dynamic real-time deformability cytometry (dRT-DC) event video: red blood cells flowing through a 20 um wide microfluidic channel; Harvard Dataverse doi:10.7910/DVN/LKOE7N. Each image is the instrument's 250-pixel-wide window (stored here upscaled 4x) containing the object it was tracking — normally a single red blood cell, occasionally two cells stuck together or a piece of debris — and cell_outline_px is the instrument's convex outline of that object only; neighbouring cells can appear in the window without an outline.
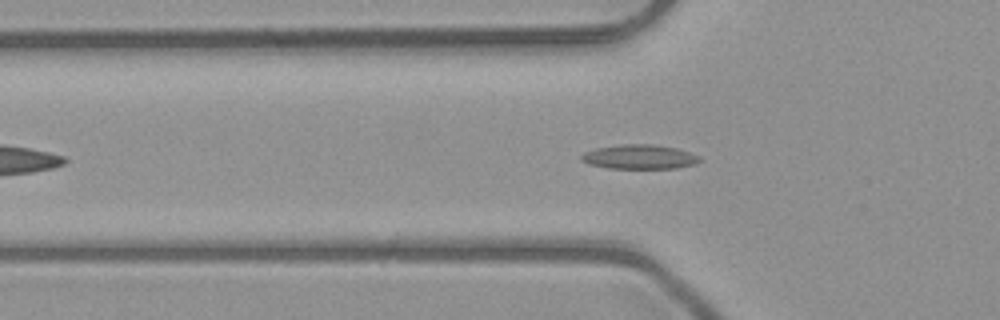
{"species": "common noctule bat (a hibernating species)", "species_latin": "Nyctalus noctula", "temperature_condition": "room temperature", "stored_images_in_passage": 46, "camera_frame_rate_fps": 3000, "um_per_image_px": 0.085, "animal": {"sex": "male", "body_mass_g": 23.1, "forearm_length_mm": 52.7}, "frame": {"image": 1, "passage_image": 11, "time_ms": 3.333, "image_size_px": [1000, 320], "cell_outline_px": [[700, 160], [696, 164], [676, 168], [608, 168], [588, 164], [580, 160], [580, 156], [584, 152], [596, 148], [620, 144], [652, 144], [676, 148], [700, 156]], "centroid_in_image_um": [54.32, 13.33], "position_along_channel_um": 71.5, "area_um2": 16.82}}
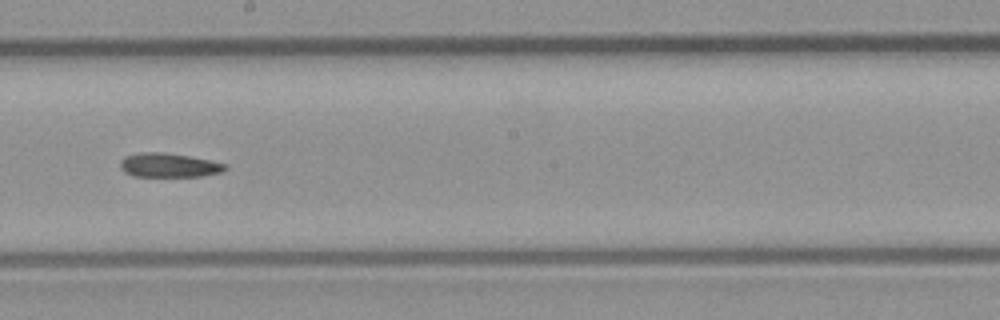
{"frame": {"image": 2, "passage_image": 23, "time_ms": 7.333, "image_size_px": [1000, 320], "cell_outline_px": [[228, 168], [220, 172], [200, 176], [136, 176], [124, 172], [120, 168], [120, 160], [124, 156], [140, 152], [164, 152], [188, 156], [228, 164]], "centroid_in_image_um": [14.32, 14.03], "position_along_channel_um": 233.9, "area_um2": 14.68}}
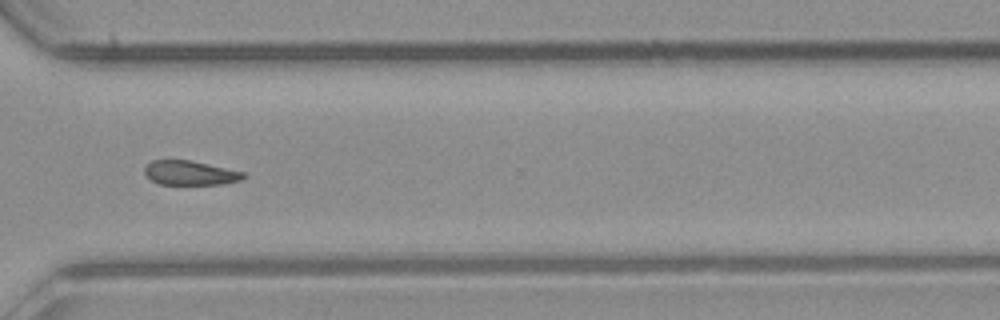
{"frame": {"image": 3, "passage_image": 32, "time_ms": 10.333, "image_size_px": [1000, 320], "cell_outline_px": [[248, 176], [240, 180], [220, 184], [160, 184], [152, 180], [144, 172], [144, 168], [152, 160], [188, 160], [244, 172]], "centroid_in_image_um": [16.16, 14.7], "position_along_channel_um": 354.4, "area_um2": 13.76}}